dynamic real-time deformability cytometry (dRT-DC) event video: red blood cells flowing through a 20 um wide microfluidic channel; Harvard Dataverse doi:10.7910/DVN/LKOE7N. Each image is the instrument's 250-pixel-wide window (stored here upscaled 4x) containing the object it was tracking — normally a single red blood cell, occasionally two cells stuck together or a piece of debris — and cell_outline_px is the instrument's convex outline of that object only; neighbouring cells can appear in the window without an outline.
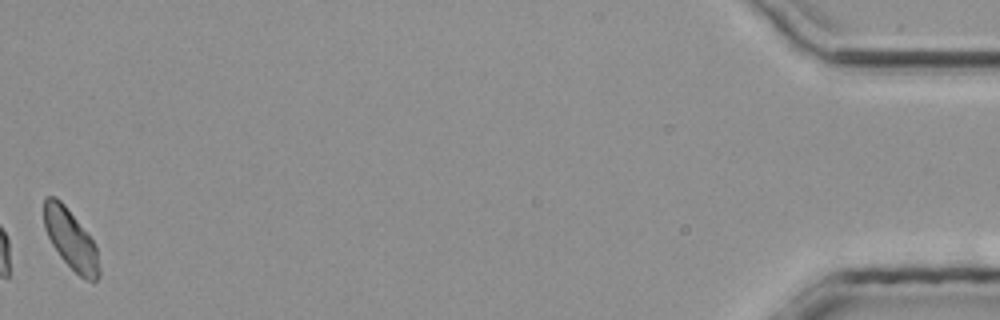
{"species": "common noctule bat (a hibernating species)", "species_latin": "Nyctalus noctula", "temperature_condition": "room temperature", "stored_images_in_passage": 29, "camera_frame_rate_fps": 3000, "um_per_image_px": 0.085, "animal": {"sex": "male", "body_mass_g": 20.4}, "frame": {"image": 1, "passage_image": 29, "time_ms": 9.333, "image_size_px": [1000, 320], "cell_outline_px": [[100, 276], [96, 280], [84, 280], [60, 256], [52, 244], [44, 228], [44, 196], [56, 196], [64, 204], [92, 240], [96, 248], [100, 268]], "centroid_in_image_um": [6.0, 20.34], "position_along_channel_um": 429.2, "area_um2": 18.9}}